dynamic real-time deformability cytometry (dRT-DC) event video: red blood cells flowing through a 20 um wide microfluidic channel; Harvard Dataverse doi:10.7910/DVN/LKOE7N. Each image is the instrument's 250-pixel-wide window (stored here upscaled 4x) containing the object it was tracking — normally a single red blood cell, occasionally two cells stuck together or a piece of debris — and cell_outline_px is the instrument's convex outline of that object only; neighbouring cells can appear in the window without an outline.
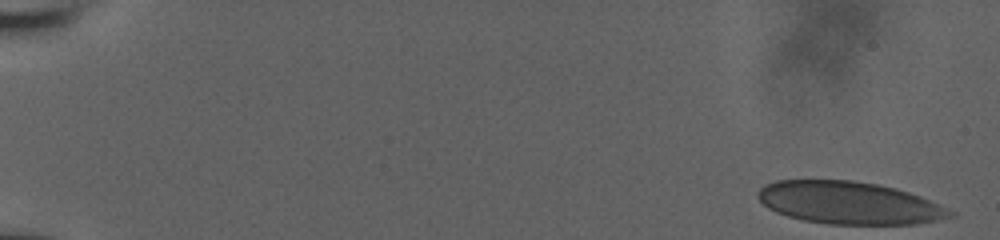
{"species": "human", "species_latin": "Homo sapiens", "temperature_condition": "room temperature", "stored_images_in_passage": 53, "camera_frame_rate_fps": 3000, "um_per_image_px": 0.085, "donor": {"sex": "male"}, "frame": {"image": 1, "passage_image": 1, "time_ms": 0.0, "image_size_px": [1000, 240], "cell_outline_px": [[956, 216], [916, 224], [828, 224], [804, 220], [788, 216], [776, 212], [768, 208], [756, 196], [760, 188], [764, 184], [776, 180], [852, 180], [880, 184], [896, 188], [920, 196], [956, 212]], "centroid_in_image_um": [72.18, 17.23], "position_along_channel_um": 12.8, "area_um2": 47.69}}
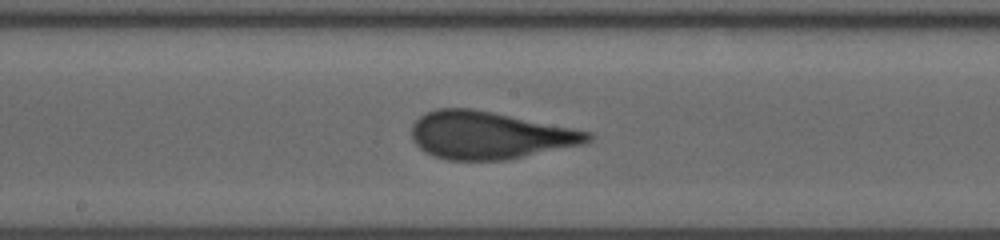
{"frame": {"image": 2, "passage_image": 30, "time_ms": 9.667, "image_size_px": [1000, 240], "cell_outline_px": [[592, 140], [584, 144], [504, 160], [448, 160], [432, 156], [424, 152], [412, 140], [412, 124], [420, 116], [436, 108], [472, 108], [592, 132]], "centroid_in_image_um": [41.57, 11.5], "position_along_channel_um": 206.6, "area_um2": 48.61}}
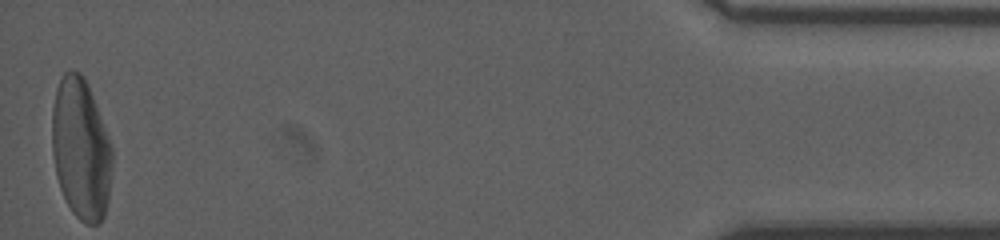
{"frame": {"image": 3, "passage_image": 53, "time_ms": 17.333, "image_size_px": [1000, 240], "cell_outline_px": [[112, 164], [108, 200], [104, 216], [100, 224], [84, 224], [72, 212], [60, 188], [56, 176], [52, 152], [52, 108], [56, 88], [64, 72], [68, 68], [80, 72], [84, 76], [88, 84], [112, 148]], "centroid_in_image_um": [6.86, 12.66], "position_along_channel_um": 428.3, "area_um2": 49.65}, "authors_computed_cell_mechanics": {"area_um2": 48.3208, "velocity_mm_per_s": 3.9334, "shape_relaxation_time_tau1_ms": 5.4177, "shape_relaxation_time_tau2_ms": null, "deformation_change_tau1": 0.1867, "deformation_change_tau2": null}}